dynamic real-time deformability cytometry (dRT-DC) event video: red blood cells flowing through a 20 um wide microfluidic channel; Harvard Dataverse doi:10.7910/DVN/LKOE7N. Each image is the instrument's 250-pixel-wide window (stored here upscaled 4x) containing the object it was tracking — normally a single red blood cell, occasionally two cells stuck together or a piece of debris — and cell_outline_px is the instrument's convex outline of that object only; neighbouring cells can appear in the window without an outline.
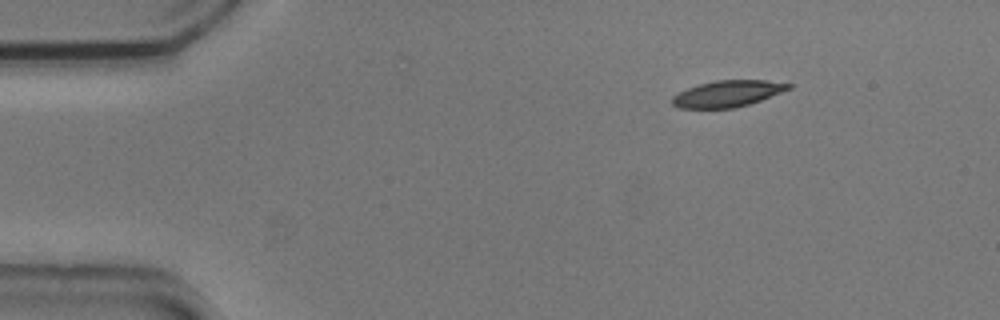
{"species": "common noctule bat (a hibernating species)", "species_latin": "Nyctalus noctula", "temperature_condition": "cold", "stored_images_in_passage": 3, "camera_frame_rate_fps": 3000, "um_per_image_px": 0.085, "animal": {"sex": "male", "body_mass_g": 20.5, "forearm_length_mm": 52.5}, "frame": {"image": 1, "passage_image": 1, "time_ms": 0.0, "image_size_px": [1000, 320], "cell_outline_px": [[792, 88], [760, 100], [748, 104], [732, 108], [676, 108], [672, 104], [672, 96], [688, 88], [700, 84], [716, 80], [764, 80], [792, 84]], "centroid_in_image_um": [61.83, 7.96], "position_along_channel_um": 23.2, "area_um2": 17.69}}
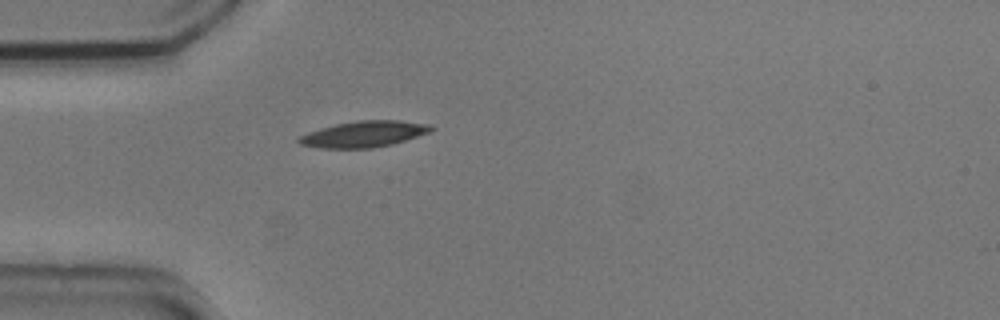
{"frame": {"image": 2, "passage_image": 3, "time_ms": 0.667, "image_size_px": [1000, 320], "cell_outline_px": [[436, 128], [432, 132], [392, 144], [372, 148], [320, 148], [300, 144], [296, 140], [300, 136], [308, 132], [320, 128], [336, 124], [360, 120], [400, 120], [432, 124]], "centroid_in_image_um": [30.99, 11.39], "position_along_channel_um": 54.0, "area_um2": 20.29}}